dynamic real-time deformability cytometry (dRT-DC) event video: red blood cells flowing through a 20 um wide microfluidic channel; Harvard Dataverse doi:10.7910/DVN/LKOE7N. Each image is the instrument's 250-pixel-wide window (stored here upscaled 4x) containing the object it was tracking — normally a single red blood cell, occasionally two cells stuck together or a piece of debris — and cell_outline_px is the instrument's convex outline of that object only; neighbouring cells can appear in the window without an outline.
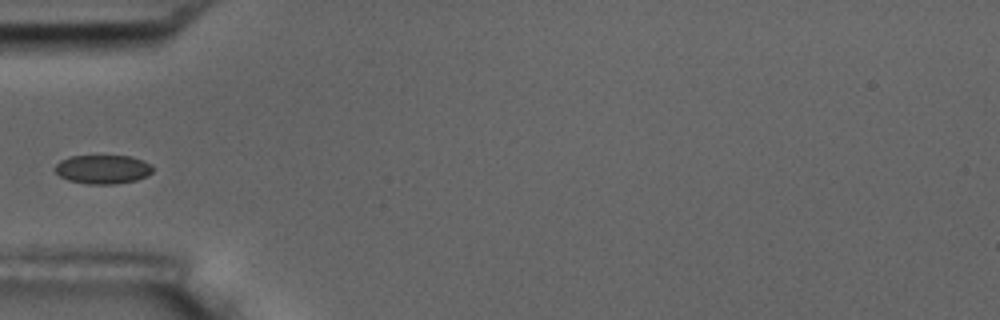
{"species": "common noctule bat (a hibernating species)", "species_latin": "Nyctalus noctula", "temperature_condition": "room temperature", "stored_images_in_passage": 39, "camera_frame_rate_fps": 3000, "um_per_image_px": 0.085, "animal": {"sex": "male", "body_mass_g": 17.5, "forearm_length_mm": 52.3}, "frame": {"image": 1, "passage_image": 1, "time_ms": 0.0, "image_size_px": [1000, 320], "cell_outline_px": [[152, 172], [148, 176], [136, 180], [116, 184], [88, 184], [68, 180], [60, 176], [52, 168], [60, 160], [68, 156], [132, 156], [144, 160], [152, 164]], "centroid_in_image_um": [8.74, 14.38], "position_along_channel_um": 76.3, "area_um2": 16.7}}
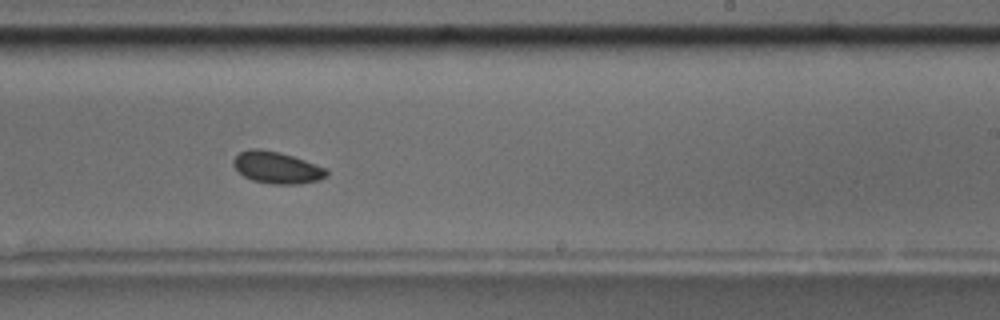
{"frame": {"image": 2, "passage_image": 17, "time_ms": 5.333, "image_size_px": [1000, 320], "cell_outline_px": [[328, 176], [316, 180], [300, 184], [272, 184], [252, 180], [244, 176], [232, 164], [232, 160], [240, 152], [248, 148], [260, 148], [280, 152], [328, 168]], "centroid_in_image_um": [23.53, 14.23], "position_along_channel_um": 265.5, "area_um2": 17.34}}
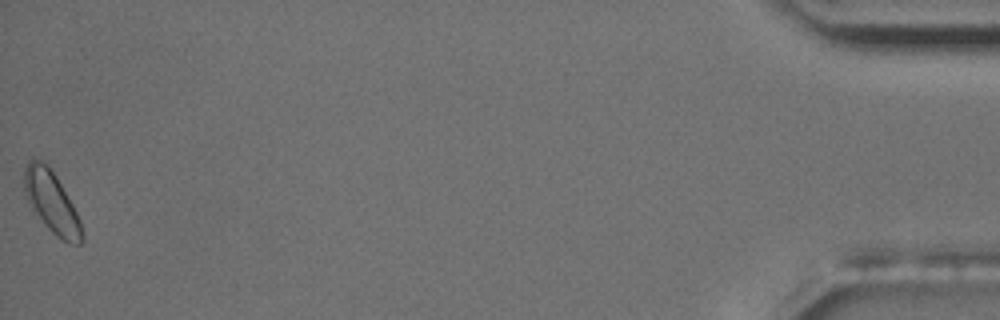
{"frame": {"image": 3, "passage_image": 39, "time_ms": 12.667, "image_size_px": [1000, 320], "cell_outline_px": [[84, 240], [80, 244], [68, 244], [56, 236], [32, 212], [24, 192], [24, 168], [28, 160], [32, 156], [48, 164], [56, 176], [72, 204], [80, 220], [84, 232]], "centroid_in_image_um": [4.37, 17.19], "position_along_channel_um": 430.8, "area_um2": 21.1}}